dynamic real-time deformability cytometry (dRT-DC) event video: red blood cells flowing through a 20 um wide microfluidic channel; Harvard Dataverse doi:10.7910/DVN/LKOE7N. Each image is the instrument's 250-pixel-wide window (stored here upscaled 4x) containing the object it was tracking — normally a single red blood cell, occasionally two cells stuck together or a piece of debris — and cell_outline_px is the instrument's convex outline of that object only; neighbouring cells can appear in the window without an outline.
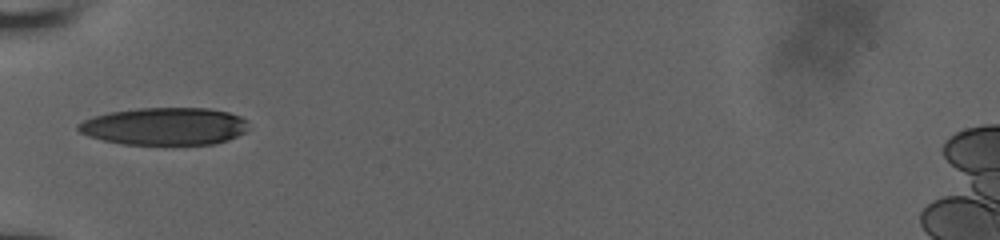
{"species": "human", "species_latin": "Homo sapiens", "temperature_condition": "room temperature", "stored_images_in_passage": 22, "camera_frame_rate_fps": 3000, "um_per_image_px": 0.085, "donor": {"sex": "male"}, "frame": {"image": 1, "passage_image": 1, "time_ms": 0.0, "image_size_px": [1000, 240], "cell_outline_px": [[248, 128], [244, 132], [228, 140], [216, 144], [124, 144], [104, 140], [88, 136], [80, 132], [76, 128], [76, 124], [84, 120], [108, 112], [136, 108], [208, 108], [228, 112], [240, 116], [248, 120]], "centroid_in_image_um": [14.0, 10.73], "position_along_channel_um": 71.0, "area_um2": 37.28}}
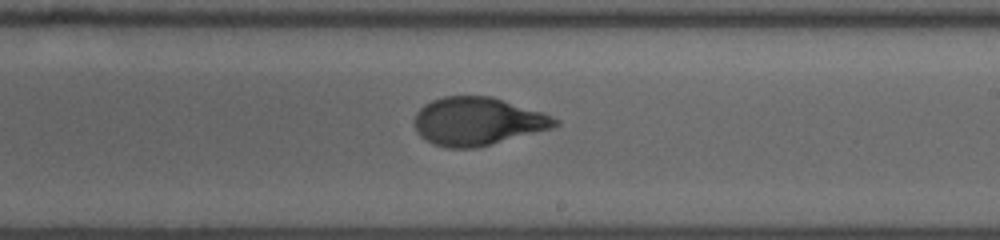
{"frame": {"image": 2, "passage_image": 11, "time_ms": 4.667, "image_size_px": [1000, 240], "cell_outline_px": [[560, 124], [552, 128], [476, 148], [448, 148], [432, 144], [420, 136], [412, 124], [412, 120], [416, 112], [424, 104], [432, 100], [444, 96], [492, 96], [552, 116], [560, 120]], "centroid_in_image_um": [40.54, 10.32], "position_along_channel_um": 248.5, "area_um2": 39.48}}
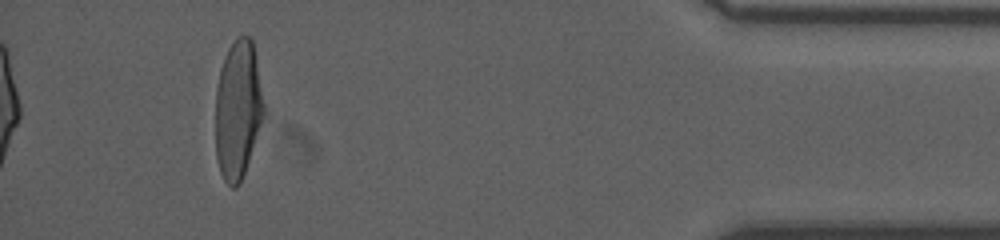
{"frame": {"image": 3, "passage_image": 22, "time_ms": 10.333, "image_size_px": [1000, 240], "cell_outline_px": [[264, 116], [240, 184], [236, 188], [232, 188], [224, 180], [220, 172], [216, 156], [216, 88], [220, 68], [224, 56], [228, 48], [240, 36], [248, 36], [252, 40], [264, 104]], "centroid_in_image_um": [20.2, 9.35], "position_along_channel_um": 415.0, "area_um2": 38.67}, "authors_computed_cell_mechanics": {"area_um2": 39.3907, "velocity_mm_per_s": 3.8472, "shape_relaxation_time_tau1_ms": 3.6923, "shape_relaxation_time_tau2_ms": 0.6227, "deformation_change_tau1": 0.1924, "deformation_change_tau2": 0.0585}}